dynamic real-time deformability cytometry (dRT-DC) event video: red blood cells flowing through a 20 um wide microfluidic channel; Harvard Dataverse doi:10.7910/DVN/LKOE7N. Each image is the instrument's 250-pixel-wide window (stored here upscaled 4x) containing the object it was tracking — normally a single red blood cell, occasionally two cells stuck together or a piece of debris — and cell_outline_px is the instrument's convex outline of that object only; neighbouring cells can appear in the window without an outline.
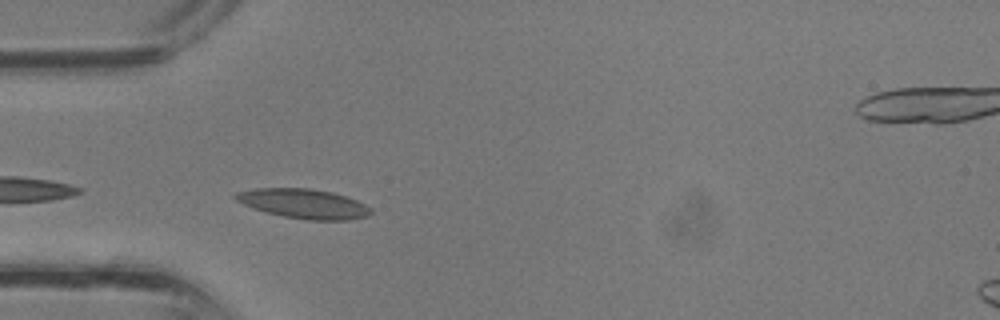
{"species": "common noctule bat (a hibernating species)", "species_latin": "Nyctalus noctula", "temperature_condition": "room temperature", "stored_images_in_passage": 32, "camera_frame_rate_fps": 3000, "um_per_image_px": 0.085, "animal": {"sex": "male", "body_mass_g": 13.3}, "frame": {"image": 1, "passage_image": 8, "time_ms": 2.333, "image_size_px": [1000, 320], "cell_outline_px": [[372, 212], [368, 216], [348, 220], [308, 220], [284, 216], [268, 212], [244, 204], [236, 200], [232, 196], [236, 192], [256, 188], [308, 188], [332, 192], [356, 200], [372, 208]], "centroid_in_image_um": [25.83, 17.31], "position_along_channel_um": 59.2, "area_um2": 23.06}}
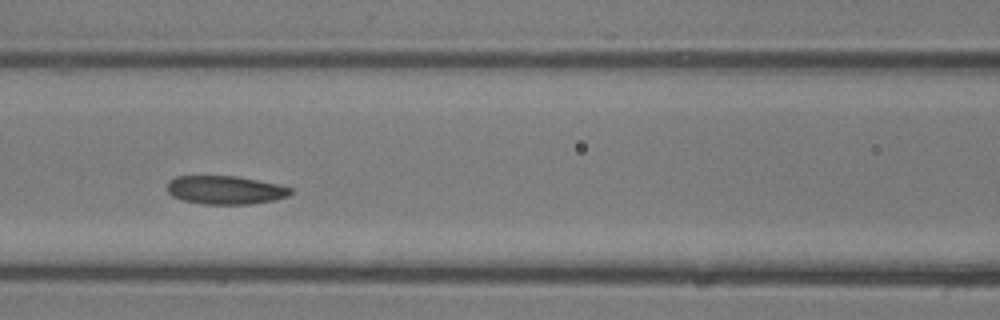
{"frame": {"image": 2, "passage_image": 13, "time_ms": 4.0, "image_size_px": [1000, 320], "cell_outline_px": [[292, 192], [288, 196], [276, 200], [248, 204], [204, 204], [184, 200], [172, 196], [168, 192], [168, 180], [176, 176], [236, 176], [280, 184], [292, 188]], "centroid_in_image_um": [19.18, 16.14], "position_along_channel_um": 147.4, "area_um2": 20.52}}
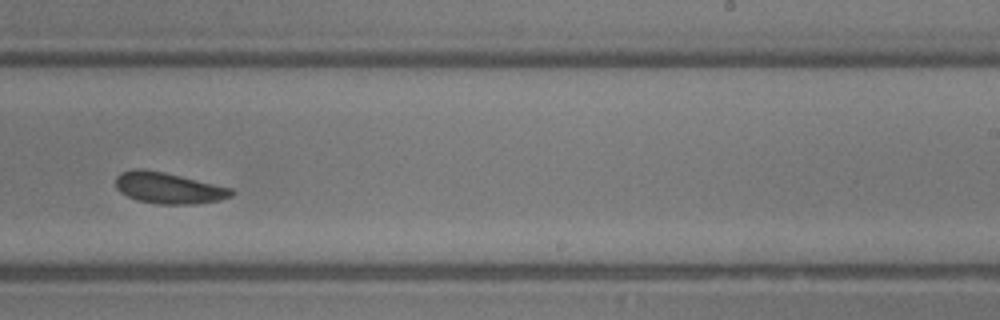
{"frame": {"image": 3, "passage_image": 20, "time_ms": 6.333, "image_size_px": [1000, 320], "cell_outline_px": [[236, 192], [232, 196], [220, 200], [192, 204], [156, 204], [136, 200], [120, 192], [116, 188], [116, 176], [120, 172], [132, 168], [140, 168], [164, 172], [232, 188]], "centroid_in_image_um": [14.3, 15.98], "position_along_channel_um": 274.7, "area_um2": 21.15}}